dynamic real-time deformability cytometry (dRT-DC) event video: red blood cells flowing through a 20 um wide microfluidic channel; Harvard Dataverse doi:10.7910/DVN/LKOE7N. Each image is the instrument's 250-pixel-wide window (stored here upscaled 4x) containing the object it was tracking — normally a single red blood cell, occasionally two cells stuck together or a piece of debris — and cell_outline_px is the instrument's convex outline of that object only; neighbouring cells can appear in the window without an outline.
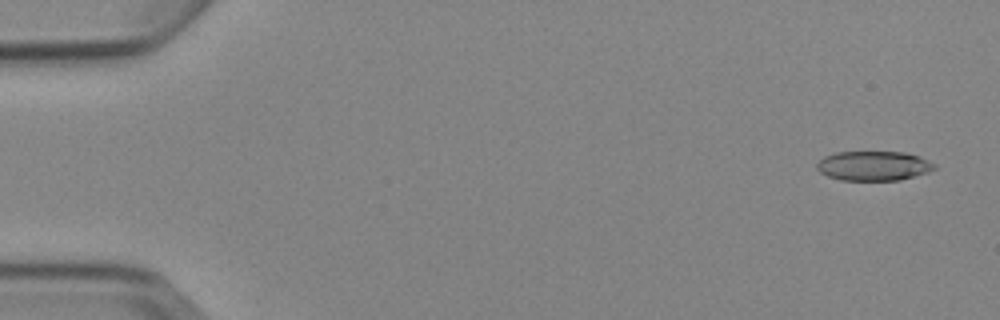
{"species": "Egyptian fruit bat (a non-hibernating species)", "species_latin": "Rousettus aegyptiacus", "temperature_condition": "cold", "stored_images_in_passage": 4, "camera_frame_rate_fps": 3000, "um_per_image_px": 0.085, "animal": {"sex": "female"}, "frame": {"image": 1, "passage_image": 1, "time_ms": 0.0, "image_size_px": [1000, 320], "cell_outline_px": [[936, 168], [928, 172], [900, 180], [840, 180], [828, 176], [820, 172], [816, 168], [816, 164], [824, 156], [836, 152], [904, 152], [920, 156], [936, 164]], "centroid_in_image_um": [74.26, 14.09], "position_along_channel_um": 10.7, "area_um2": 20.29}}
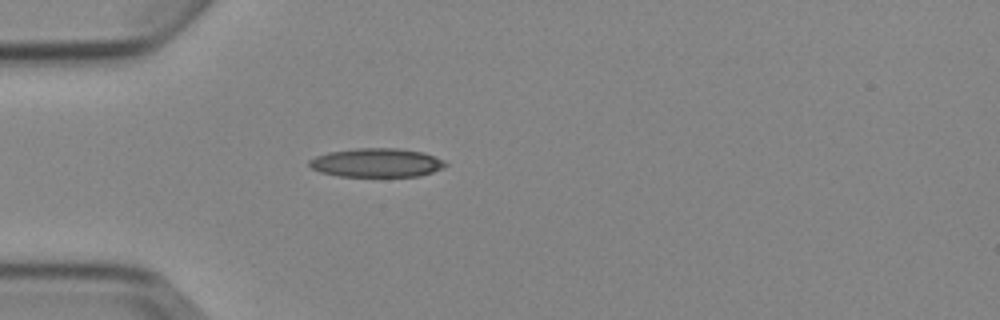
{"frame": {"image": 2, "passage_image": 4, "time_ms": 4.333, "image_size_px": [1000, 320], "cell_outline_px": [[448, 164], [444, 168], [420, 176], [340, 176], [320, 172], [312, 168], [308, 164], [308, 160], [316, 156], [328, 152], [356, 148], [396, 148], [424, 152], [444, 160]], "centroid_in_image_um": [32.02, 13.82], "position_along_channel_um": 53.0, "area_um2": 22.95}}